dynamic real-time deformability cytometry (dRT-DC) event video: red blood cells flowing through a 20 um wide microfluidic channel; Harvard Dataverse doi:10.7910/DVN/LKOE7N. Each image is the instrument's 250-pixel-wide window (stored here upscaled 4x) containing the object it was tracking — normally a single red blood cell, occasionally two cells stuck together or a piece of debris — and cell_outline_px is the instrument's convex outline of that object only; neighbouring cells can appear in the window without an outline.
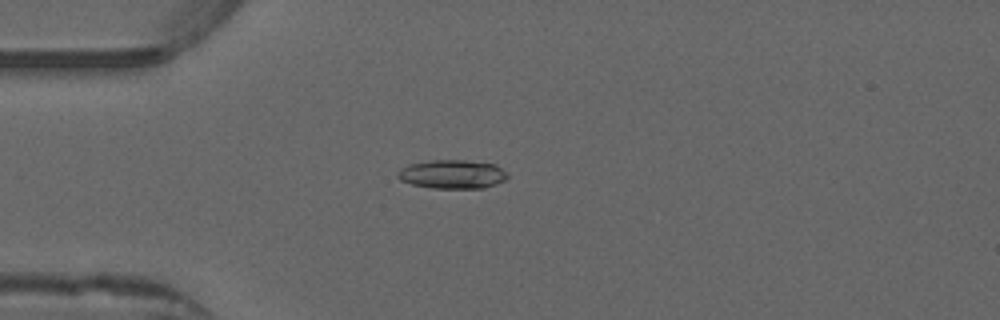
{"species": "common noctule bat (a hibernating species)", "species_latin": "Nyctalus noctula", "temperature_condition": "warm", "stored_images_in_passage": 52, "camera_frame_rate_fps": 3000, "um_per_image_px": 0.085, "animal": {"sex": "male", "forearm_length_mm": 52.5}, "frame": {"image": 1, "passage_image": 14, "time_ms": 4.333, "image_size_px": [1000, 320], "cell_outline_px": [[508, 176], [504, 180], [496, 184], [484, 188], [432, 188], [412, 184], [400, 180], [396, 176], [396, 172], [400, 168], [408, 164], [432, 160], [464, 160], [496, 164], [508, 172]], "centroid_in_image_um": [38.44, 14.8], "position_along_channel_um": 46.6, "area_um2": 18.61}}
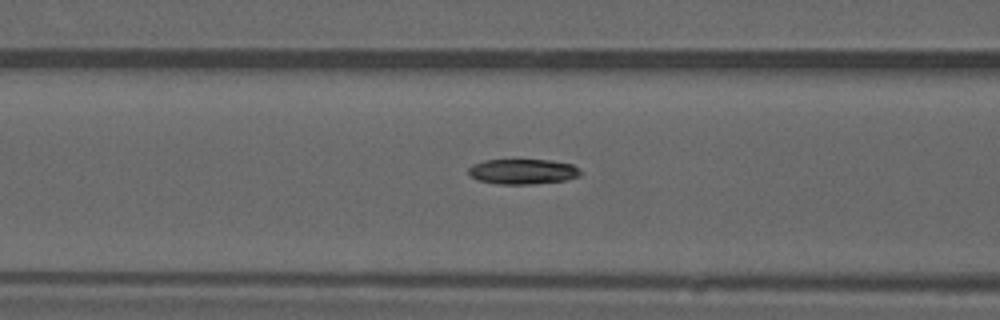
{"frame": {"image": 2, "passage_image": 21, "time_ms": 6.667, "image_size_px": [1000, 320], "cell_outline_px": [[580, 176], [564, 180], [536, 184], [500, 184], [476, 180], [468, 172], [468, 168], [472, 164], [484, 160], [548, 160], [572, 164], [580, 172]], "centroid_in_image_um": [44.39, 14.58], "position_along_channel_um": 122.2, "area_um2": 16.36}}
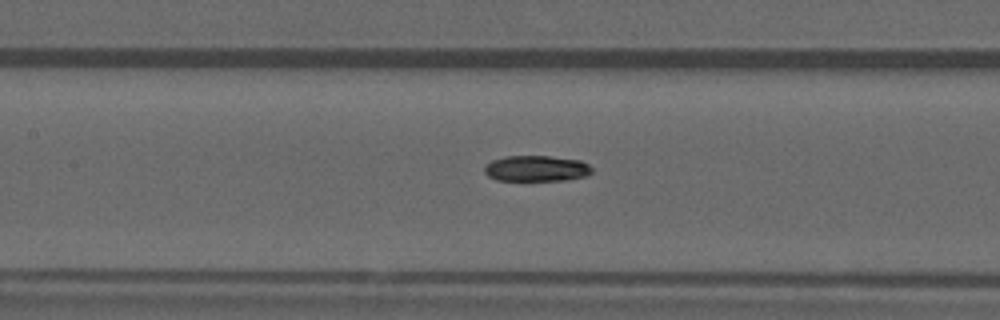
{"frame": {"image": 3, "passage_image": 24, "time_ms": 7.667, "image_size_px": [1000, 320], "cell_outline_px": [[592, 172], [588, 176], [568, 180], [496, 180], [488, 176], [484, 172], [484, 164], [492, 160], [504, 156], [548, 156], [580, 160], [588, 164], [592, 168]], "centroid_in_image_um": [45.58, 14.32], "position_along_channel_um": 161.8, "area_um2": 16.36}}